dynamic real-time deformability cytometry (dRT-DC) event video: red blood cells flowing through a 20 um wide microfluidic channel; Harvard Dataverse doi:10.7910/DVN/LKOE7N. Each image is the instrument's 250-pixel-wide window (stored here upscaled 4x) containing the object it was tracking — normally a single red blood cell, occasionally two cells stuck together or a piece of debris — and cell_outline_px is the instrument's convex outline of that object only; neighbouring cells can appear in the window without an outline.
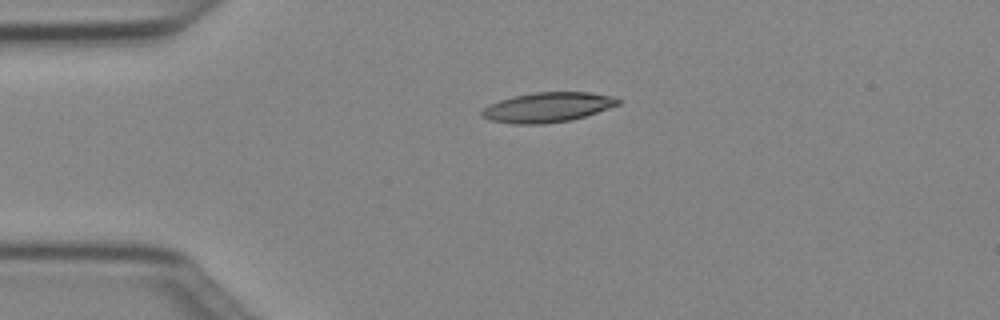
{"species": "Egyptian fruit bat (a non-hibernating species)", "species_latin": "Rousettus aegyptiacus", "temperature_condition": "cold", "stored_images_in_passage": 3, "camera_frame_rate_fps": 3000, "um_per_image_px": 0.085, "animal": {"sex": "female"}, "frame": {"image": 1, "passage_image": 1, "time_ms": 0.0, "image_size_px": [1000, 320], "cell_outline_px": [[620, 104], [572, 120], [544, 124], [512, 124], [488, 120], [480, 116], [480, 112], [488, 104], [512, 96], [536, 92], [588, 92], [612, 96], [620, 100]], "centroid_in_image_um": [46.48, 9.13], "position_along_channel_um": 38.5, "area_um2": 23.76}}